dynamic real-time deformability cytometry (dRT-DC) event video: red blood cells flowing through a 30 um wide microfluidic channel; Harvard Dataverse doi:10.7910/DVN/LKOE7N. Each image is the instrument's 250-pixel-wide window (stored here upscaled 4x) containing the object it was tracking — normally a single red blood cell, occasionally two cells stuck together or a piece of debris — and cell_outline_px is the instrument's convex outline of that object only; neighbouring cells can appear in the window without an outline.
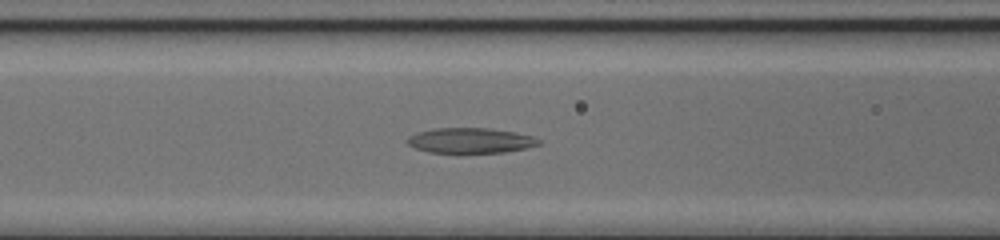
{"species": "common noctule bat (a hibernating species)", "species_latin": "Nyctalus noctula", "temperature_condition": "cold", "stored_images_in_passage": 38, "camera_frame_rate_fps": 3000, "um_per_image_px": 0.085, "animal": {"sex": "female", "body_mass_g": 17.0, "forearm_length_mm": 48.0}, "frame": {"image": 1, "passage_image": 8, "time_ms": 2.333, "image_size_px": [1000, 240], "cell_outline_px": [[540, 144], [528, 148], [504, 152], [460, 156], [456, 156], [428, 152], [416, 148], [408, 144], [404, 140], [408, 136], [416, 132], [432, 128], [488, 128], [516, 132], [532, 136], [540, 140]], "centroid_in_image_um": [39.93, 11.99], "position_along_channel_um": 126.7, "area_um2": 20.52}}
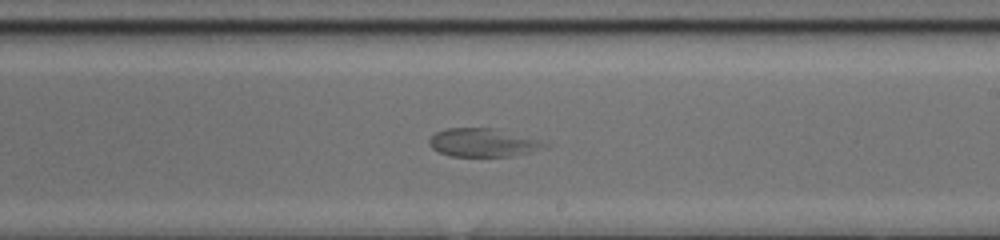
{"frame": {"image": 2, "passage_image": 17, "time_ms": 5.333, "image_size_px": [1000, 240], "cell_outline_px": [[536, 144], [528, 152], [512, 156], [448, 156], [432, 148], [428, 144], [428, 140], [436, 132], [444, 128], [492, 128], [532, 140]], "centroid_in_image_um": [40.71, 12.12], "position_along_channel_um": 248.3, "area_um2": 17.69}}
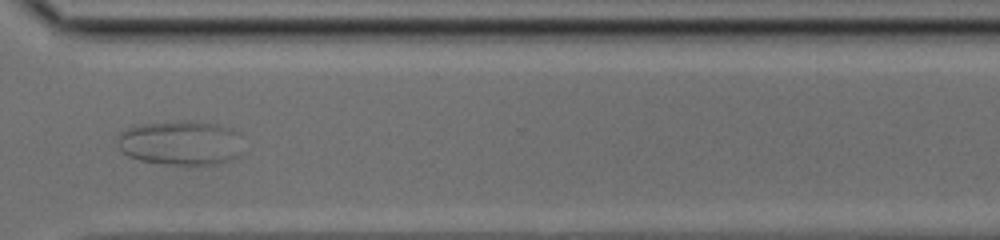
{"frame": {"image": 3, "passage_image": 25, "time_ms": 8.0, "image_size_px": [1000, 240], "cell_outline_px": [[240, 156], [216, 164], [172, 164], [140, 160], [128, 156], [120, 148], [120, 132], [128, 128], [144, 124], [220, 124], [236, 132]], "centroid_in_image_um": [15.34, 12.2], "position_along_channel_um": 355.3, "area_um2": 30.69}}